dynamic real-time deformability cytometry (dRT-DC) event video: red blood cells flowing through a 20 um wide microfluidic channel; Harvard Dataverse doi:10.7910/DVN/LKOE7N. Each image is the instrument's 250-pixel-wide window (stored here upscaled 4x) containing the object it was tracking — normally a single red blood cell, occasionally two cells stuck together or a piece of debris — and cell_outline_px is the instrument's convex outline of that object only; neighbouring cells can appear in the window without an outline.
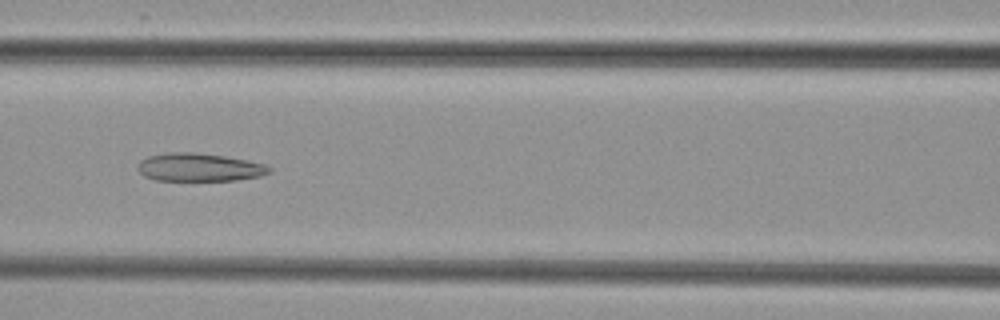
{"species": "common noctule bat (a hibernating species)", "species_latin": "Nyctalus noctula", "temperature_condition": "cold", "stored_images_in_passage": 7, "camera_frame_rate_fps": 3000, "um_per_image_px": 0.085, "animal": {"sex": "female", "body_mass_g": 29.2, "forearm_length_mm": 56.3}, "frame": {"image": 1, "passage_image": 5, "time_ms": 4.667, "image_size_px": [1000, 320], "cell_outline_px": [[272, 172], [260, 176], [236, 180], [156, 180], [144, 176], [136, 168], [140, 160], [148, 156], [168, 152], [192, 152], [224, 156], [264, 164], [272, 168]], "centroid_in_image_um": [16.91, 14.22], "position_along_channel_um": 149.7, "area_um2": 21.44}}
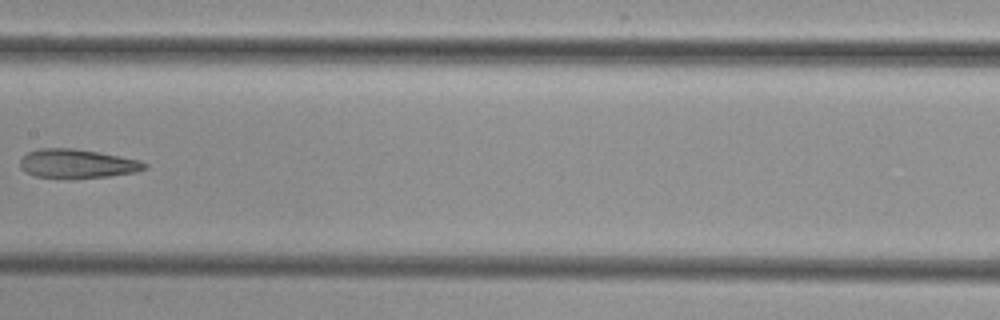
{"frame": {"image": 2, "passage_image": 6, "time_ms": 6.0, "image_size_px": [1000, 320], "cell_outline_px": [[148, 168], [136, 172], [108, 176], [72, 180], [36, 176], [24, 172], [20, 168], [20, 160], [28, 152], [40, 148], [72, 148], [120, 156], [140, 160], [148, 164]], "centroid_in_image_um": [6.56, 13.94], "position_along_channel_um": 200.8, "area_um2": 21.39}}
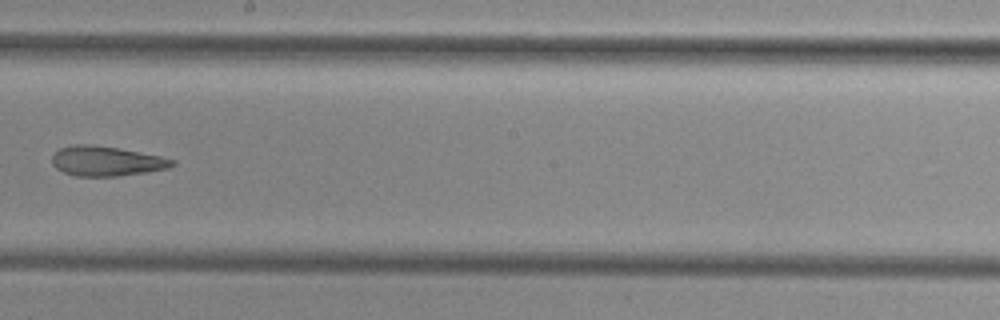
{"frame": {"image": 3, "passage_image": 7, "time_ms": 7.0, "image_size_px": [1000, 320], "cell_outline_px": [[176, 164], [168, 168], [144, 172], [116, 176], [76, 176], [64, 172], [56, 168], [52, 164], [52, 156], [60, 148], [72, 144], [88, 144], [116, 148], [160, 156], [176, 160]], "centroid_in_image_um": [9.02, 13.69], "position_along_channel_um": 239.2, "area_um2": 20.63}}